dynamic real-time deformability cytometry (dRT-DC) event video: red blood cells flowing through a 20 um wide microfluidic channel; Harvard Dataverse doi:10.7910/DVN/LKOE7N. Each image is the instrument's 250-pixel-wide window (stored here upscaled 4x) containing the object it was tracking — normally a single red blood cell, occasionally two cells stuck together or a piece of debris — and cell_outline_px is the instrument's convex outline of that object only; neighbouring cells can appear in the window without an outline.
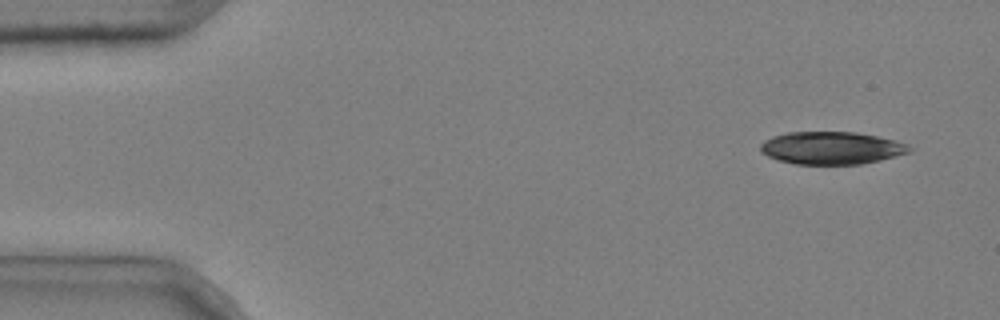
{"species": "common noctule bat (a hibernating species)", "species_latin": "Nyctalus noctula", "temperature_condition": "cold", "stored_images_in_passage": 5, "camera_frame_rate_fps": 3000, "um_per_image_px": 0.085, "animal": {"sex": "male", "body_mass_g": 20.4}, "frame": {"image": 1, "passage_image": 1, "time_ms": 0.0, "image_size_px": [1000, 320], "cell_outline_px": [[912, 152], [880, 160], [860, 164], [796, 164], [776, 160], [760, 152], [760, 144], [764, 140], [772, 136], [788, 132], [856, 132], [896, 140], [908, 144], [912, 148]], "centroid_in_image_um": [70.67, 12.58], "position_along_channel_um": 14.3, "area_um2": 28.5}}
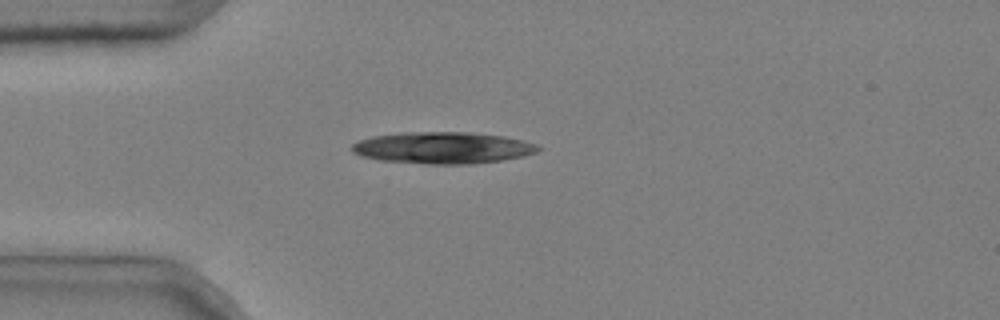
{"frame": {"image": 2, "passage_image": 4, "time_ms": 1.0, "image_size_px": [1000, 320], "cell_outline_px": [[544, 148], [536, 152], [524, 156], [504, 160], [472, 164], [428, 164], [380, 160], [360, 156], [352, 152], [352, 144], [360, 140], [372, 136], [400, 132], [472, 132], [504, 136], [524, 140], [536, 144]], "centroid_in_image_um": [37.67, 12.56], "position_along_channel_um": 47.3, "area_um2": 34.74}}